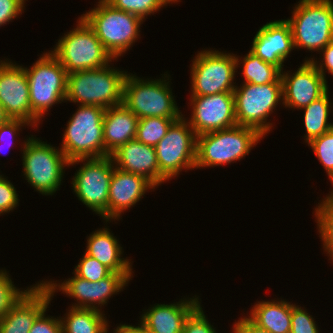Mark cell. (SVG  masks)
Instances as JSON below:
<instances>
[{
	"instance_id": "1",
	"label": "cell",
	"mask_w": 333,
	"mask_h": 333,
	"mask_svg": "<svg viewBox=\"0 0 333 333\" xmlns=\"http://www.w3.org/2000/svg\"><path fill=\"white\" fill-rule=\"evenodd\" d=\"M127 72L110 65L68 74L65 101L107 109L123 103Z\"/></svg>"
},
{
	"instance_id": "2",
	"label": "cell",
	"mask_w": 333,
	"mask_h": 333,
	"mask_svg": "<svg viewBox=\"0 0 333 333\" xmlns=\"http://www.w3.org/2000/svg\"><path fill=\"white\" fill-rule=\"evenodd\" d=\"M81 15L94 30L113 60L119 58L138 40L143 19L137 15L114 8L107 1Z\"/></svg>"
},
{
	"instance_id": "3",
	"label": "cell",
	"mask_w": 333,
	"mask_h": 333,
	"mask_svg": "<svg viewBox=\"0 0 333 333\" xmlns=\"http://www.w3.org/2000/svg\"><path fill=\"white\" fill-rule=\"evenodd\" d=\"M24 68L29 85L31 125L38 128L48 109L65 100L68 73L50 51L43 53L30 69Z\"/></svg>"
},
{
	"instance_id": "4",
	"label": "cell",
	"mask_w": 333,
	"mask_h": 333,
	"mask_svg": "<svg viewBox=\"0 0 333 333\" xmlns=\"http://www.w3.org/2000/svg\"><path fill=\"white\" fill-rule=\"evenodd\" d=\"M263 138L254 128H232L197 136L195 168L221 166L239 161Z\"/></svg>"
},
{
	"instance_id": "5",
	"label": "cell",
	"mask_w": 333,
	"mask_h": 333,
	"mask_svg": "<svg viewBox=\"0 0 333 333\" xmlns=\"http://www.w3.org/2000/svg\"><path fill=\"white\" fill-rule=\"evenodd\" d=\"M68 121L61 151L67 160L104 157L103 118L106 109L95 105H79Z\"/></svg>"
},
{
	"instance_id": "6",
	"label": "cell",
	"mask_w": 333,
	"mask_h": 333,
	"mask_svg": "<svg viewBox=\"0 0 333 333\" xmlns=\"http://www.w3.org/2000/svg\"><path fill=\"white\" fill-rule=\"evenodd\" d=\"M294 48L320 51L333 41V1L300 0L286 20Z\"/></svg>"
},
{
	"instance_id": "7",
	"label": "cell",
	"mask_w": 333,
	"mask_h": 333,
	"mask_svg": "<svg viewBox=\"0 0 333 333\" xmlns=\"http://www.w3.org/2000/svg\"><path fill=\"white\" fill-rule=\"evenodd\" d=\"M169 76L164 74L163 79L144 80L136 75L127 74L123 84V104L139 119L181 118L183 114L170 90V81H167Z\"/></svg>"
},
{
	"instance_id": "8",
	"label": "cell",
	"mask_w": 333,
	"mask_h": 333,
	"mask_svg": "<svg viewBox=\"0 0 333 333\" xmlns=\"http://www.w3.org/2000/svg\"><path fill=\"white\" fill-rule=\"evenodd\" d=\"M77 22L76 28L64 34L50 52L68 74L107 66L112 56L82 17Z\"/></svg>"
},
{
	"instance_id": "9",
	"label": "cell",
	"mask_w": 333,
	"mask_h": 333,
	"mask_svg": "<svg viewBox=\"0 0 333 333\" xmlns=\"http://www.w3.org/2000/svg\"><path fill=\"white\" fill-rule=\"evenodd\" d=\"M23 176L42 195H53L60 187L64 167L69 161L61 149L36 139L33 135L23 143Z\"/></svg>"
},
{
	"instance_id": "10",
	"label": "cell",
	"mask_w": 333,
	"mask_h": 333,
	"mask_svg": "<svg viewBox=\"0 0 333 333\" xmlns=\"http://www.w3.org/2000/svg\"><path fill=\"white\" fill-rule=\"evenodd\" d=\"M233 93L237 125L251 127L262 136L267 135L273 124L266 120L283 100L282 83H243L240 88L236 86Z\"/></svg>"
},
{
	"instance_id": "11",
	"label": "cell",
	"mask_w": 333,
	"mask_h": 333,
	"mask_svg": "<svg viewBox=\"0 0 333 333\" xmlns=\"http://www.w3.org/2000/svg\"><path fill=\"white\" fill-rule=\"evenodd\" d=\"M191 66V96L233 93L236 55L214 50L198 52Z\"/></svg>"
},
{
	"instance_id": "12",
	"label": "cell",
	"mask_w": 333,
	"mask_h": 333,
	"mask_svg": "<svg viewBox=\"0 0 333 333\" xmlns=\"http://www.w3.org/2000/svg\"><path fill=\"white\" fill-rule=\"evenodd\" d=\"M86 161V162H85ZM84 162L72 181L73 190L79 200L90 210L108 222L109 186L114 170L111 156L101 158L76 159L68 165Z\"/></svg>"
},
{
	"instance_id": "13",
	"label": "cell",
	"mask_w": 333,
	"mask_h": 333,
	"mask_svg": "<svg viewBox=\"0 0 333 333\" xmlns=\"http://www.w3.org/2000/svg\"><path fill=\"white\" fill-rule=\"evenodd\" d=\"M182 116L155 146L160 172L169 180L195 168L197 135Z\"/></svg>"
},
{
	"instance_id": "14",
	"label": "cell",
	"mask_w": 333,
	"mask_h": 333,
	"mask_svg": "<svg viewBox=\"0 0 333 333\" xmlns=\"http://www.w3.org/2000/svg\"><path fill=\"white\" fill-rule=\"evenodd\" d=\"M133 277L132 273L112 272L109 276L97 282H91L81 277L75 276L65 280L63 283L54 281H43L44 285L50 290L52 295L56 290L62 291L69 297L76 298L77 303L72 305L74 308H88L100 311L102 305L107 304L109 298L117 294ZM98 304V305H97Z\"/></svg>"
},
{
	"instance_id": "15",
	"label": "cell",
	"mask_w": 333,
	"mask_h": 333,
	"mask_svg": "<svg viewBox=\"0 0 333 333\" xmlns=\"http://www.w3.org/2000/svg\"><path fill=\"white\" fill-rule=\"evenodd\" d=\"M190 103L189 124L197 136L237 126L234 93L191 96Z\"/></svg>"
},
{
	"instance_id": "16",
	"label": "cell",
	"mask_w": 333,
	"mask_h": 333,
	"mask_svg": "<svg viewBox=\"0 0 333 333\" xmlns=\"http://www.w3.org/2000/svg\"><path fill=\"white\" fill-rule=\"evenodd\" d=\"M282 104L288 108L302 109L323 96L329 89L327 80L312 61H304L292 75L281 71Z\"/></svg>"
},
{
	"instance_id": "17",
	"label": "cell",
	"mask_w": 333,
	"mask_h": 333,
	"mask_svg": "<svg viewBox=\"0 0 333 333\" xmlns=\"http://www.w3.org/2000/svg\"><path fill=\"white\" fill-rule=\"evenodd\" d=\"M0 102L10 119H20L31 126V106L25 68L0 61Z\"/></svg>"
},
{
	"instance_id": "18",
	"label": "cell",
	"mask_w": 333,
	"mask_h": 333,
	"mask_svg": "<svg viewBox=\"0 0 333 333\" xmlns=\"http://www.w3.org/2000/svg\"><path fill=\"white\" fill-rule=\"evenodd\" d=\"M53 295L41 281L32 285L0 319V333H29L36 319L49 308Z\"/></svg>"
},
{
	"instance_id": "19",
	"label": "cell",
	"mask_w": 333,
	"mask_h": 333,
	"mask_svg": "<svg viewBox=\"0 0 333 333\" xmlns=\"http://www.w3.org/2000/svg\"><path fill=\"white\" fill-rule=\"evenodd\" d=\"M295 49L290 24L285 20L266 23L253 38L251 52L283 71L284 60Z\"/></svg>"
},
{
	"instance_id": "20",
	"label": "cell",
	"mask_w": 333,
	"mask_h": 333,
	"mask_svg": "<svg viewBox=\"0 0 333 333\" xmlns=\"http://www.w3.org/2000/svg\"><path fill=\"white\" fill-rule=\"evenodd\" d=\"M110 156L116 168L141 175L155 187L168 181L159 170L155 147L145 145L134 139L126 142Z\"/></svg>"
},
{
	"instance_id": "21",
	"label": "cell",
	"mask_w": 333,
	"mask_h": 333,
	"mask_svg": "<svg viewBox=\"0 0 333 333\" xmlns=\"http://www.w3.org/2000/svg\"><path fill=\"white\" fill-rule=\"evenodd\" d=\"M155 186L145 177L122 171L114 166L108 195V221L141 200L145 192Z\"/></svg>"
},
{
	"instance_id": "22",
	"label": "cell",
	"mask_w": 333,
	"mask_h": 333,
	"mask_svg": "<svg viewBox=\"0 0 333 333\" xmlns=\"http://www.w3.org/2000/svg\"><path fill=\"white\" fill-rule=\"evenodd\" d=\"M196 297L154 305L142 314L140 322L149 333H182L186 318L200 304Z\"/></svg>"
},
{
	"instance_id": "23",
	"label": "cell",
	"mask_w": 333,
	"mask_h": 333,
	"mask_svg": "<svg viewBox=\"0 0 333 333\" xmlns=\"http://www.w3.org/2000/svg\"><path fill=\"white\" fill-rule=\"evenodd\" d=\"M139 118L123 103L106 109L103 118L104 157L136 137Z\"/></svg>"
},
{
	"instance_id": "24",
	"label": "cell",
	"mask_w": 333,
	"mask_h": 333,
	"mask_svg": "<svg viewBox=\"0 0 333 333\" xmlns=\"http://www.w3.org/2000/svg\"><path fill=\"white\" fill-rule=\"evenodd\" d=\"M85 253L116 273H132L129 259L121 258L122 247L108 228L94 231L87 237Z\"/></svg>"
},
{
	"instance_id": "25",
	"label": "cell",
	"mask_w": 333,
	"mask_h": 333,
	"mask_svg": "<svg viewBox=\"0 0 333 333\" xmlns=\"http://www.w3.org/2000/svg\"><path fill=\"white\" fill-rule=\"evenodd\" d=\"M292 304L285 300L259 301L248 318L258 327L271 333L291 332Z\"/></svg>"
},
{
	"instance_id": "26",
	"label": "cell",
	"mask_w": 333,
	"mask_h": 333,
	"mask_svg": "<svg viewBox=\"0 0 333 333\" xmlns=\"http://www.w3.org/2000/svg\"><path fill=\"white\" fill-rule=\"evenodd\" d=\"M61 320L62 333H104L108 321L103 312L71 307Z\"/></svg>"
},
{
	"instance_id": "27",
	"label": "cell",
	"mask_w": 333,
	"mask_h": 333,
	"mask_svg": "<svg viewBox=\"0 0 333 333\" xmlns=\"http://www.w3.org/2000/svg\"><path fill=\"white\" fill-rule=\"evenodd\" d=\"M329 100L328 91L308 106L304 110V125L306 128L305 141L309 143L313 138L319 137L333 128V122L329 123V111L332 102Z\"/></svg>"
},
{
	"instance_id": "28",
	"label": "cell",
	"mask_w": 333,
	"mask_h": 333,
	"mask_svg": "<svg viewBox=\"0 0 333 333\" xmlns=\"http://www.w3.org/2000/svg\"><path fill=\"white\" fill-rule=\"evenodd\" d=\"M236 64L237 68L240 67V64H243L242 74L245 78L244 83L257 85L282 83L281 70L273 64L264 62L251 51L243 57V60H240L239 57L236 56Z\"/></svg>"
},
{
	"instance_id": "29",
	"label": "cell",
	"mask_w": 333,
	"mask_h": 333,
	"mask_svg": "<svg viewBox=\"0 0 333 333\" xmlns=\"http://www.w3.org/2000/svg\"><path fill=\"white\" fill-rule=\"evenodd\" d=\"M180 118L146 117L139 119L135 139L155 147L165 136L170 126Z\"/></svg>"
},
{
	"instance_id": "30",
	"label": "cell",
	"mask_w": 333,
	"mask_h": 333,
	"mask_svg": "<svg viewBox=\"0 0 333 333\" xmlns=\"http://www.w3.org/2000/svg\"><path fill=\"white\" fill-rule=\"evenodd\" d=\"M315 208V217L323 248L333 262V190Z\"/></svg>"
},
{
	"instance_id": "31",
	"label": "cell",
	"mask_w": 333,
	"mask_h": 333,
	"mask_svg": "<svg viewBox=\"0 0 333 333\" xmlns=\"http://www.w3.org/2000/svg\"><path fill=\"white\" fill-rule=\"evenodd\" d=\"M114 8L139 16L143 20L167 4L179 0H107ZM146 16V17H145Z\"/></svg>"
},
{
	"instance_id": "32",
	"label": "cell",
	"mask_w": 333,
	"mask_h": 333,
	"mask_svg": "<svg viewBox=\"0 0 333 333\" xmlns=\"http://www.w3.org/2000/svg\"><path fill=\"white\" fill-rule=\"evenodd\" d=\"M307 144L324 166L333 186V128Z\"/></svg>"
},
{
	"instance_id": "33",
	"label": "cell",
	"mask_w": 333,
	"mask_h": 333,
	"mask_svg": "<svg viewBox=\"0 0 333 333\" xmlns=\"http://www.w3.org/2000/svg\"><path fill=\"white\" fill-rule=\"evenodd\" d=\"M19 290L13 284L6 270H0V319L22 298L29 290Z\"/></svg>"
},
{
	"instance_id": "34",
	"label": "cell",
	"mask_w": 333,
	"mask_h": 333,
	"mask_svg": "<svg viewBox=\"0 0 333 333\" xmlns=\"http://www.w3.org/2000/svg\"><path fill=\"white\" fill-rule=\"evenodd\" d=\"M112 271L100 263L96 258H93L86 253L82 256L79 264L75 266L74 274L78 277L91 282H97L106 278Z\"/></svg>"
},
{
	"instance_id": "35",
	"label": "cell",
	"mask_w": 333,
	"mask_h": 333,
	"mask_svg": "<svg viewBox=\"0 0 333 333\" xmlns=\"http://www.w3.org/2000/svg\"><path fill=\"white\" fill-rule=\"evenodd\" d=\"M315 322L313 317L306 312V309L292 304L290 333H319Z\"/></svg>"
},
{
	"instance_id": "36",
	"label": "cell",
	"mask_w": 333,
	"mask_h": 333,
	"mask_svg": "<svg viewBox=\"0 0 333 333\" xmlns=\"http://www.w3.org/2000/svg\"><path fill=\"white\" fill-rule=\"evenodd\" d=\"M182 333H217L213 325L207 320L201 304H199L186 318Z\"/></svg>"
},
{
	"instance_id": "37",
	"label": "cell",
	"mask_w": 333,
	"mask_h": 333,
	"mask_svg": "<svg viewBox=\"0 0 333 333\" xmlns=\"http://www.w3.org/2000/svg\"><path fill=\"white\" fill-rule=\"evenodd\" d=\"M16 188L0 174V215L17 207L19 199Z\"/></svg>"
},
{
	"instance_id": "38",
	"label": "cell",
	"mask_w": 333,
	"mask_h": 333,
	"mask_svg": "<svg viewBox=\"0 0 333 333\" xmlns=\"http://www.w3.org/2000/svg\"><path fill=\"white\" fill-rule=\"evenodd\" d=\"M26 0H0V26L22 14Z\"/></svg>"
},
{
	"instance_id": "39",
	"label": "cell",
	"mask_w": 333,
	"mask_h": 333,
	"mask_svg": "<svg viewBox=\"0 0 333 333\" xmlns=\"http://www.w3.org/2000/svg\"><path fill=\"white\" fill-rule=\"evenodd\" d=\"M44 311L34 322L29 333H62L61 318L47 317Z\"/></svg>"
},
{
	"instance_id": "40",
	"label": "cell",
	"mask_w": 333,
	"mask_h": 333,
	"mask_svg": "<svg viewBox=\"0 0 333 333\" xmlns=\"http://www.w3.org/2000/svg\"><path fill=\"white\" fill-rule=\"evenodd\" d=\"M30 126L29 123L20 120V119H9L7 122L0 124V142L4 141V139H11L7 140L10 141L9 144H12L13 138L17 137L18 131L23 126ZM10 146V145H9ZM1 147V146H0ZM1 151V148H0Z\"/></svg>"
},
{
	"instance_id": "41",
	"label": "cell",
	"mask_w": 333,
	"mask_h": 333,
	"mask_svg": "<svg viewBox=\"0 0 333 333\" xmlns=\"http://www.w3.org/2000/svg\"><path fill=\"white\" fill-rule=\"evenodd\" d=\"M320 52L323 54L324 61L322 60V63L320 62V64H318V61H316L315 58L306 59V61H312L320 74L326 79L325 70L333 75V41L325 46Z\"/></svg>"
},
{
	"instance_id": "42",
	"label": "cell",
	"mask_w": 333,
	"mask_h": 333,
	"mask_svg": "<svg viewBox=\"0 0 333 333\" xmlns=\"http://www.w3.org/2000/svg\"><path fill=\"white\" fill-rule=\"evenodd\" d=\"M233 326V333H271L266 329L258 327L245 316L235 322Z\"/></svg>"
},
{
	"instance_id": "43",
	"label": "cell",
	"mask_w": 333,
	"mask_h": 333,
	"mask_svg": "<svg viewBox=\"0 0 333 333\" xmlns=\"http://www.w3.org/2000/svg\"><path fill=\"white\" fill-rule=\"evenodd\" d=\"M109 325L108 323L105 326L104 333H109L108 328ZM115 332L113 333H129V325L126 324H120V326H117L116 329H114Z\"/></svg>"
},
{
	"instance_id": "44",
	"label": "cell",
	"mask_w": 333,
	"mask_h": 333,
	"mask_svg": "<svg viewBox=\"0 0 333 333\" xmlns=\"http://www.w3.org/2000/svg\"><path fill=\"white\" fill-rule=\"evenodd\" d=\"M139 326L129 325V333H149L148 330L140 323Z\"/></svg>"
},
{
	"instance_id": "45",
	"label": "cell",
	"mask_w": 333,
	"mask_h": 333,
	"mask_svg": "<svg viewBox=\"0 0 333 333\" xmlns=\"http://www.w3.org/2000/svg\"><path fill=\"white\" fill-rule=\"evenodd\" d=\"M10 118L7 116L4 107L2 103L0 102V124L5 123L9 120Z\"/></svg>"
}]
</instances>
